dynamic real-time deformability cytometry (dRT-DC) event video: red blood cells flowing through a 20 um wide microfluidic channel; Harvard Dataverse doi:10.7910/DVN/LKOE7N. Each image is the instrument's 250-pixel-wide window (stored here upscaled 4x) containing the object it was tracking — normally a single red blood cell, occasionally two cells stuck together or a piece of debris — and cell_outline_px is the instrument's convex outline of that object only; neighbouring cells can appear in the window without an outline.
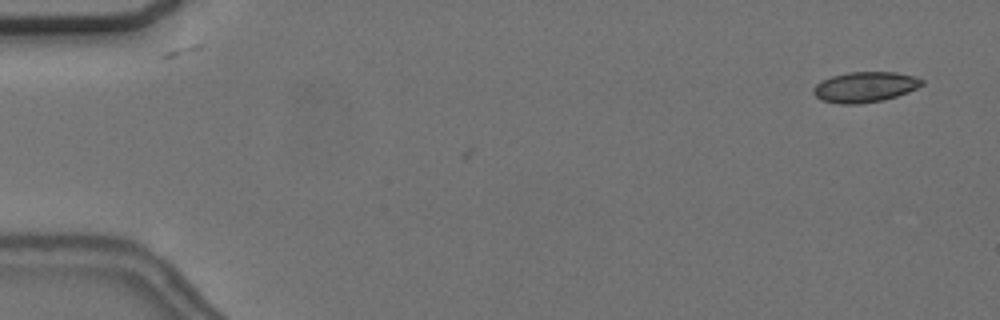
{"species": "common noctule bat (a hibernating species)", "species_latin": "Nyctalus noctula", "temperature_condition": "cold", "stored_images_in_passage": 6, "camera_frame_rate_fps": 3000, "um_per_image_px": 0.085, "animal": {"sex": "female", "body_mass_g": 24.6, "forearm_length_mm": 56.2}, "frame": {"image": 1, "passage_image": 3, "time_ms": 0.667, "image_size_px": [1000, 320], "cell_outline_px": [[924, 84], [908, 92], [884, 100], [860, 104], [840, 104], [820, 100], [812, 92], [812, 88], [820, 80], [832, 76], [848, 72], [896, 72], [912, 76], [924, 80]], "centroid_in_image_um": [73.48, 7.4], "position_along_channel_um": 11.5, "area_um2": 19.36}}